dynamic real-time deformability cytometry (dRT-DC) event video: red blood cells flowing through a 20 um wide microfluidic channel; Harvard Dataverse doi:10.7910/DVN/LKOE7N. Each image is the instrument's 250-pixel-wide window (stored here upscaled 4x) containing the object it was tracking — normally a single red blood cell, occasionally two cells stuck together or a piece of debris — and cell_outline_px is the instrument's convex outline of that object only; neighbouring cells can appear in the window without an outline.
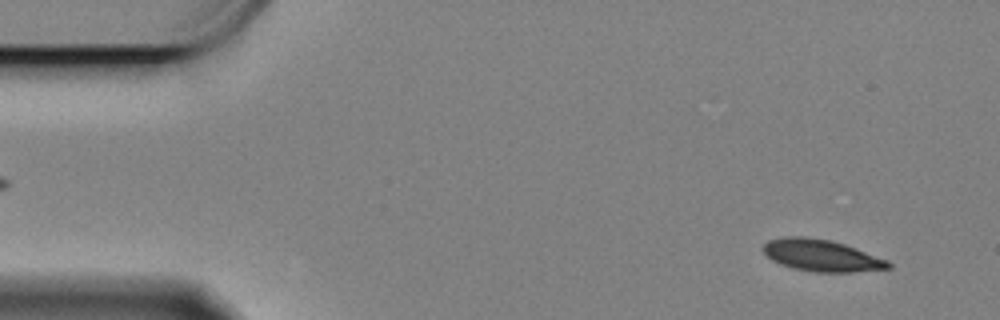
{"species": "Egyptian fruit bat (a non-hibernating species)", "species_latin": "Rousettus aegyptiacus", "temperature_condition": "cold", "stored_images_in_passage": 59, "camera_frame_rate_fps": 3000, "um_per_image_px": 0.085, "animal": {"sex": "female"}, "frame": {"image": 1, "passage_image": 4, "time_ms": 1.0, "image_size_px": [1000, 320], "cell_outline_px": [[892, 268], [852, 272], [812, 272], [792, 268], [780, 264], [772, 260], [760, 248], [768, 240], [788, 236], [804, 236], [828, 240], [844, 244], [888, 260], [892, 264]], "centroid_in_image_um": [69.81, 21.72], "position_along_channel_um": 15.2, "area_um2": 23.18}}
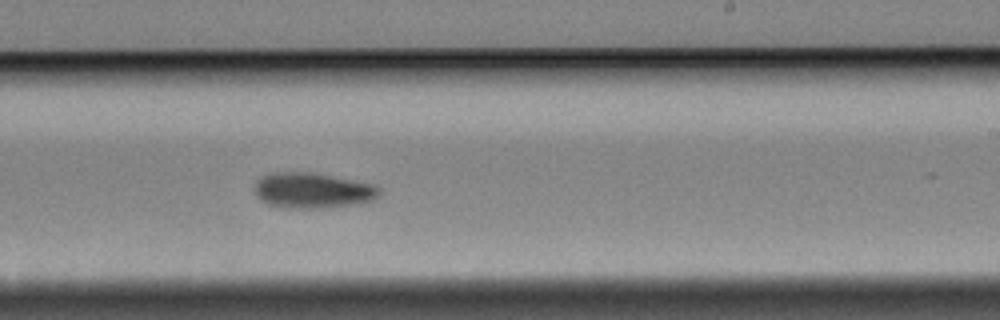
{"frame": {"image": 2, "passage_image": 35, "time_ms": 11.333, "image_size_px": [1000, 320], "cell_outline_px": [[380, 192], [372, 200], [356, 204], [328, 208], [284, 208], [268, 204], [260, 200], [256, 196], [256, 180], [260, 176], [268, 172], [308, 172], [376, 184], [380, 188]], "centroid_in_image_um": [26.54, 16.19], "position_along_channel_um": 262.5, "area_um2": 25.95}}
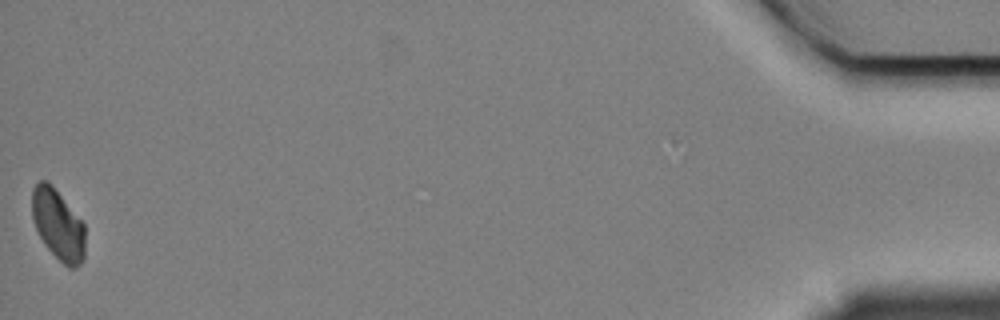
{"frame": {"image": 3, "passage_image": 59, "time_ms": 19.333, "image_size_px": [1000, 320], "cell_outline_px": [[84, 260], [76, 268], [68, 268], [44, 244], [32, 220], [32, 188], [40, 180], [48, 180], [84, 224]], "centroid_in_image_um": [4.92, 19.09], "position_along_channel_um": 430.3, "area_um2": 21.68}, "authors_computed_cell_mechanics": {"area_um2": 24.276, "velocity_mm_per_s": 3.3044, "shape_relaxation_time_tau1_ms": 3.219, "shape_relaxation_time_tau2_ms": null, "deformation_change_tau1": 0.0987, "deformation_change_tau2": null}}